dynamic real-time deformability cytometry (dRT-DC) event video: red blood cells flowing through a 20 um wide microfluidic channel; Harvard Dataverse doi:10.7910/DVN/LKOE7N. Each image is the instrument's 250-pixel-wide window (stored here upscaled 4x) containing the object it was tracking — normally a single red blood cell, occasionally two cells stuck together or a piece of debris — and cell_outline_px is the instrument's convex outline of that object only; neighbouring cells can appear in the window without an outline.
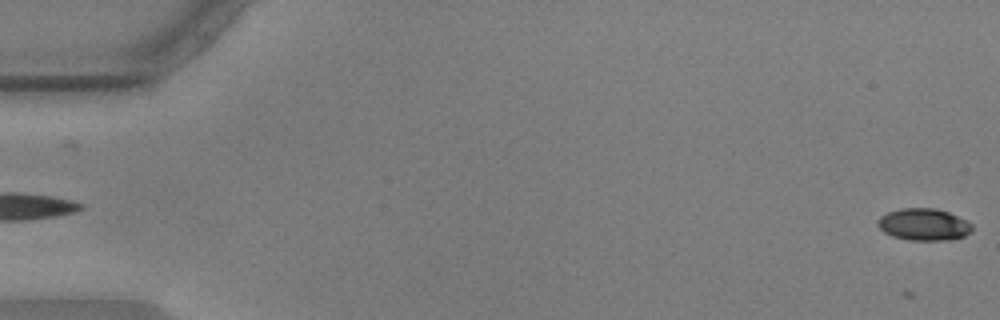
{"species": "common noctule bat (a hibernating species)", "species_latin": "Nyctalus noctula", "temperature_condition": "warm", "stored_images_in_passage": 15, "camera_frame_rate_fps": 3000, "um_per_image_px": 0.085, "animal": {"sex": "male", "body_mass_g": 17.9, "forearm_length_mm": 54.2}, "frame": {"image": 1, "passage_image": 2, "time_ms": 0.333, "image_size_px": [1000, 320], "cell_outline_px": [[972, 232], [964, 236], [948, 240], [908, 240], [892, 236], [884, 232], [876, 224], [876, 220], [880, 216], [888, 212], [900, 208], [936, 208], [948, 212], [972, 224]], "centroid_in_image_um": [78.49, 19.08], "position_along_channel_um": 6.5, "area_um2": 17.63}}